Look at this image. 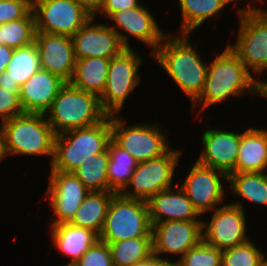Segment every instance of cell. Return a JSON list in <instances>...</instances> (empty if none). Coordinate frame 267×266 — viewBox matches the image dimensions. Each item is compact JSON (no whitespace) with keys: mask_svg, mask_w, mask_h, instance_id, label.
<instances>
[{"mask_svg":"<svg viewBox=\"0 0 267 266\" xmlns=\"http://www.w3.org/2000/svg\"><path fill=\"white\" fill-rule=\"evenodd\" d=\"M259 95V82L254 79L239 56L226 46L208 65L206 80L200 96L191 104L193 109L201 104V111L222 103L231 96Z\"/></svg>","mask_w":267,"mask_h":266,"instance_id":"obj_1","label":"cell"},{"mask_svg":"<svg viewBox=\"0 0 267 266\" xmlns=\"http://www.w3.org/2000/svg\"><path fill=\"white\" fill-rule=\"evenodd\" d=\"M169 35L151 55L193 103L203 90L208 65L199 58L196 45L190 44V34Z\"/></svg>","mask_w":267,"mask_h":266,"instance_id":"obj_2","label":"cell"},{"mask_svg":"<svg viewBox=\"0 0 267 266\" xmlns=\"http://www.w3.org/2000/svg\"><path fill=\"white\" fill-rule=\"evenodd\" d=\"M111 140V116L93 126L73 129L55 136L51 170L73 172L97 153L104 152Z\"/></svg>","mask_w":267,"mask_h":266,"instance_id":"obj_3","label":"cell"},{"mask_svg":"<svg viewBox=\"0 0 267 266\" xmlns=\"http://www.w3.org/2000/svg\"><path fill=\"white\" fill-rule=\"evenodd\" d=\"M45 116L54 133L59 135L73 129L93 126L107 115L102 111L97 95L66 83Z\"/></svg>","mask_w":267,"mask_h":266,"instance_id":"obj_4","label":"cell"},{"mask_svg":"<svg viewBox=\"0 0 267 266\" xmlns=\"http://www.w3.org/2000/svg\"><path fill=\"white\" fill-rule=\"evenodd\" d=\"M5 135L7 155L54 154L56 134L45 114L23 113L1 123Z\"/></svg>","mask_w":267,"mask_h":266,"instance_id":"obj_5","label":"cell"},{"mask_svg":"<svg viewBox=\"0 0 267 266\" xmlns=\"http://www.w3.org/2000/svg\"><path fill=\"white\" fill-rule=\"evenodd\" d=\"M151 233L148 202L115 193L99 240L113 243L130 238L152 237Z\"/></svg>","mask_w":267,"mask_h":266,"instance_id":"obj_6","label":"cell"},{"mask_svg":"<svg viewBox=\"0 0 267 266\" xmlns=\"http://www.w3.org/2000/svg\"><path fill=\"white\" fill-rule=\"evenodd\" d=\"M240 18L237 41L228 44L239 56L246 69L254 74L267 70V11L248 3L238 10Z\"/></svg>","mask_w":267,"mask_h":266,"instance_id":"obj_7","label":"cell"},{"mask_svg":"<svg viewBox=\"0 0 267 266\" xmlns=\"http://www.w3.org/2000/svg\"><path fill=\"white\" fill-rule=\"evenodd\" d=\"M141 62L132 48H125L110 59L104 92L99 97L102 111L107 116L119 115L128 95L139 84Z\"/></svg>","mask_w":267,"mask_h":266,"instance_id":"obj_8","label":"cell"},{"mask_svg":"<svg viewBox=\"0 0 267 266\" xmlns=\"http://www.w3.org/2000/svg\"><path fill=\"white\" fill-rule=\"evenodd\" d=\"M125 123L119 116H111V139L138 163L158 158L171 148L158 124Z\"/></svg>","mask_w":267,"mask_h":266,"instance_id":"obj_9","label":"cell"},{"mask_svg":"<svg viewBox=\"0 0 267 266\" xmlns=\"http://www.w3.org/2000/svg\"><path fill=\"white\" fill-rule=\"evenodd\" d=\"M181 152L178 149H169L158 158L138 163L129 184L121 194L148 202L159 191L171 188ZM128 186L134 188L132 193Z\"/></svg>","mask_w":267,"mask_h":266,"instance_id":"obj_10","label":"cell"},{"mask_svg":"<svg viewBox=\"0 0 267 266\" xmlns=\"http://www.w3.org/2000/svg\"><path fill=\"white\" fill-rule=\"evenodd\" d=\"M36 31L72 37L92 16L74 0H32Z\"/></svg>","mask_w":267,"mask_h":266,"instance_id":"obj_11","label":"cell"},{"mask_svg":"<svg viewBox=\"0 0 267 266\" xmlns=\"http://www.w3.org/2000/svg\"><path fill=\"white\" fill-rule=\"evenodd\" d=\"M211 218L209 224L205 221L202 224L203 240L206 243L225 250L249 241L246 236V218L242 203L233 202L214 208Z\"/></svg>","mask_w":267,"mask_h":266,"instance_id":"obj_12","label":"cell"},{"mask_svg":"<svg viewBox=\"0 0 267 266\" xmlns=\"http://www.w3.org/2000/svg\"><path fill=\"white\" fill-rule=\"evenodd\" d=\"M203 221H166L152 224V253L162 261L161 254H179L181 257L202 239Z\"/></svg>","mask_w":267,"mask_h":266,"instance_id":"obj_13","label":"cell"},{"mask_svg":"<svg viewBox=\"0 0 267 266\" xmlns=\"http://www.w3.org/2000/svg\"><path fill=\"white\" fill-rule=\"evenodd\" d=\"M221 178L227 180L228 175L197 161L191 168L181 188L199 215L214 210L215 205L223 202L225 192Z\"/></svg>","mask_w":267,"mask_h":266,"instance_id":"obj_14","label":"cell"},{"mask_svg":"<svg viewBox=\"0 0 267 266\" xmlns=\"http://www.w3.org/2000/svg\"><path fill=\"white\" fill-rule=\"evenodd\" d=\"M50 173L45 197H50L56 215L50 225L69 223L90 191L72 172L51 170Z\"/></svg>","mask_w":267,"mask_h":266,"instance_id":"obj_15","label":"cell"},{"mask_svg":"<svg viewBox=\"0 0 267 266\" xmlns=\"http://www.w3.org/2000/svg\"><path fill=\"white\" fill-rule=\"evenodd\" d=\"M143 5L135 8L122 9L114 12L109 18L115 22L116 26H110L116 31L122 45L125 48H131L128 43V34L137 38V40L153 48L152 54L157 47L163 42L167 33L161 31L155 18ZM124 30L126 35L118 29ZM119 31V32H118ZM165 34V35H164Z\"/></svg>","mask_w":267,"mask_h":266,"instance_id":"obj_16","label":"cell"},{"mask_svg":"<svg viewBox=\"0 0 267 266\" xmlns=\"http://www.w3.org/2000/svg\"><path fill=\"white\" fill-rule=\"evenodd\" d=\"M90 18L71 38L76 59L106 58L119 55L125 47L114 29L105 24H91Z\"/></svg>","mask_w":267,"mask_h":266,"instance_id":"obj_17","label":"cell"},{"mask_svg":"<svg viewBox=\"0 0 267 266\" xmlns=\"http://www.w3.org/2000/svg\"><path fill=\"white\" fill-rule=\"evenodd\" d=\"M34 43L39 52L41 69L69 83L76 64L72 38L67 35L36 32Z\"/></svg>","mask_w":267,"mask_h":266,"instance_id":"obj_18","label":"cell"},{"mask_svg":"<svg viewBox=\"0 0 267 266\" xmlns=\"http://www.w3.org/2000/svg\"><path fill=\"white\" fill-rule=\"evenodd\" d=\"M201 140L204 149L197 160L199 164L221 170L227 175L235 173L240 133L208 129L203 132Z\"/></svg>","mask_w":267,"mask_h":266,"instance_id":"obj_19","label":"cell"},{"mask_svg":"<svg viewBox=\"0 0 267 266\" xmlns=\"http://www.w3.org/2000/svg\"><path fill=\"white\" fill-rule=\"evenodd\" d=\"M66 82L51 72L40 69L20 87V102L24 113L45 114Z\"/></svg>","mask_w":267,"mask_h":266,"instance_id":"obj_20","label":"cell"},{"mask_svg":"<svg viewBox=\"0 0 267 266\" xmlns=\"http://www.w3.org/2000/svg\"><path fill=\"white\" fill-rule=\"evenodd\" d=\"M151 224L166 221H203L198 220L199 213L180 187L164 189L155 194L149 201Z\"/></svg>","mask_w":267,"mask_h":266,"instance_id":"obj_21","label":"cell"},{"mask_svg":"<svg viewBox=\"0 0 267 266\" xmlns=\"http://www.w3.org/2000/svg\"><path fill=\"white\" fill-rule=\"evenodd\" d=\"M267 130L250 128L240 133L235 172H266Z\"/></svg>","mask_w":267,"mask_h":266,"instance_id":"obj_22","label":"cell"},{"mask_svg":"<svg viewBox=\"0 0 267 266\" xmlns=\"http://www.w3.org/2000/svg\"><path fill=\"white\" fill-rule=\"evenodd\" d=\"M51 237L53 246L64 256L71 258V261L66 264L71 266L99 239L92 230L70 223L51 226Z\"/></svg>","mask_w":267,"mask_h":266,"instance_id":"obj_23","label":"cell"},{"mask_svg":"<svg viewBox=\"0 0 267 266\" xmlns=\"http://www.w3.org/2000/svg\"><path fill=\"white\" fill-rule=\"evenodd\" d=\"M115 192H89L77 209L70 224L101 234L108 208Z\"/></svg>","mask_w":267,"mask_h":266,"instance_id":"obj_24","label":"cell"},{"mask_svg":"<svg viewBox=\"0 0 267 266\" xmlns=\"http://www.w3.org/2000/svg\"><path fill=\"white\" fill-rule=\"evenodd\" d=\"M109 62L110 59L100 57L76 59L74 74L69 83L100 97L104 92Z\"/></svg>","mask_w":267,"mask_h":266,"instance_id":"obj_25","label":"cell"},{"mask_svg":"<svg viewBox=\"0 0 267 266\" xmlns=\"http://www.w3.org/2000/svg\"><path fill=\"white\" fill-rule=\"evenodd\" d=\"M107 176L109 192L121 193L129 184L138 162L112 139L108 144Z\"/></svg>","mask_w":267,"mask_h":266,"instance_id":"obj_26","label":"cell"},{"mask_svg":"<svg viewBox=\"0 0 267 266\" xmlns=\"http://www.w3.org/2000/svg\"><path fill=\"white\" fill-rule=\"evenodd\" d=\"M233 1L237 0H179L182 14L180 33L191 34L206 19L219 14L226 5Z\"/></svg>","mask_w":267,"mask_h":266,"instance_id":"obj_27","label":"cell"},{"mask_svg":"<svg viewBox=\"0 0 267 266\" xmlns=\"http://www.w3.org/2000/svg\"><path fill=\"white\" fill-rule=\"evenodd\" d=\"M231 193L255 204L267 206V174L235 172L228 174Z\"/></svg>","mask_w":267,"mask_h":266,"instance_id":"obj_28","label":"cell"},{"mask_svg":"<svg viewBox=\"0 0 267 266\" xmlns=\"http://www.w3.org/2000/svg\"><path fill=\"white\" fill-rule=\"evenodd\" d=\"M113 266H134L153 256L152 237H137L108 243Z\"/></svg>","mask_w":267,"mask_h":266,"instance_id":"obj_29","label":"cell"},{"mask_svg":"<svg viewBox=\"0 0 267 266\" xmlns=\"http://www.w3.org/2000/svg\"><path fill=\"white\" fill-rule=\"evenodd\" d=\"M109 161L108 149L97 153L86 163H82L72 173L84 184L90 192L109 191L107 166Z\"/></svg>","mask_w":267,"mask_h":266,"instance_id":"obj_30","label":"cell"},{"mask_svg":"<svg viewBox=\"0 0 267 266\" xmlns=\"http://www.w3.org/2000/svg\"><path fill=\"white\" fill-rule=\"evenodd\" d=\"M41 69L39 52L36 44L16 48L6 67L8 77L22 86L35 72Z\"/></svg>","mask_w":267,"mask_h":266,"instance_id":"obj_31","label":"cell"},{"mask_svg":"<svg viewBox=\"0 0 267 266\" xmlns=\"http://www.w3.org/2000/svg\"><path fill=\"white\" fill-rule=\"evenodd\" d=\"M36 32L35 17L31 11L25 18L1 25L2 45L14 49L31 45L35 42Z\"/></svg>","mask_w":267,"mask_h":266,"instance_id":"obj_32","label":"cell"},{"mask_svg":"<svg viewBox=\"0 0 267 266\" xmlns=\"http://www.w3.org/2000/svg\"><path fill=\"white\" fill-rule=\"evenodd\" d=\"M264 252L259 250L251 240L222 250L221 266H260Z\"/></svg>","mask_w":267,"mask_h":266,"instance_id":"obj_33","label":"cell"},{"mask_svg":"<svg viewBox=\"0 0 267 266\" xmlns=\"http://www.w3.org/2000/svg\"><path fill=\"white\" fill-rule=\"evenodd\" d=\"M222 250L206 243L203 239L190 248L180 259V266H221Z\"/></svg>","mask_w":267,"mask_h":266,"instance_id":"obj_34","label":"cell"},{"mask_svg":"<svg viewBox=\"0 0 267 266\" xmlns=\"http://www.w3.org/2000/svg\"><path fill=\"white\" fill-rule=\"evenodd\" d=\"M72 266H113L108 243L98 239Z\"/></svg>","mask_w":267,"mask_h":266,"instance_id":"obj_35","label":"cell"},{"mask_svg":"<svg viewBox=\"0 0 267 266\" xmlns=\"http://www.w3.org/2000/svg\"><path fill=\"white\" fill-rule=\"evenodd\" d=\"M32 11V0H0V25L25 18Z\"/></svg>","mask_w":267,"mask_h":266,"instance_id":"obj_36","label":"cell"},{"mask_svg":"<svg viewBox=\"0 0 267 266\" xmlns=\"http://www.w3.org/2000/svg\"><path fill=\"white\" fill-rule=\"evenodd\" d=\"M20 92H10L0 88V117L3 122L24 113L20 102Z\"/></svg>","mask_w":267,"mask_h":266,"instance_id":"obj_37","label":"cell"},{"mask_svg":"<svg viewBox=\"0 0 267 266\" xmlns=\"http://www.w3.org/2000/svg\"><path fill=\"white\" fill-rule=\"evenodd\" d=\"M139 5L140 3L138 0H105L99 13H104L109 19V17L118 10L135 8Z\"/></svg>","mask_w":267,"mask_h":266,"instance_id":"obj_38","label":"cell"},{"mask_svg":"<svg viewBox=\"0 0 267 266\" xmlns=\"http://www.w3.org/2000/svg\"><path fill=\"white\" fill-rule=\"evenodd\" d=\"M79 6L87 11L93 18L103 7L105 0H74ZM96 14V15H95Z\"/></svg>","mask_w":267,"mask_h":266,"instance_id":"obj_39","label":"cell"},{"mask_svg":"<svg viewBox=\"0 0 267 266\" xmlns=\"http://www.w3.org/2000/svg\"><path fill=\"white\" fill-rule=\"evenodd\" d=\"M14 48L0 45V74L6 71L9 61L11 60Z\"/></svg>","mask_w":267,"mask_h":266,"instance_id":"obj_40","label":"cell"},{"mask_svg":"<svg viewBox=\"0 0 267 266\" xmlns=\"http://www.w3.org/2000/svg\"><path fill=\"white\" fill-rule=\"evenodd\" d=\"M20 85L17 82H13L9 77L7 72H2L0 74V88L8 90L10 92H20Z\"/></svg>","mask_w":267,"mask_h":266,"instance_id":"obj_41","label":"cell"},{"mask_svg":"<svg viewBox=\"0 0 267 266\" xmlns=\"http://www.w3.org/2000/svg\"><path fill=\"white\" fill-rule=\"evenodd\" d=\"M7 155L5 148V135L2 126L0 127V160Z\"/></svg>","mask_w":267,"mask_h":266,"instance_id":"obj_42","label":"cell"},{"mask_svg":"<svg viewBox=\"0 0 267 266\" xmlns=\"http://www.w3.org/2000/svg\"><path fill=\"white\" fill-rule=\"evenodd\" d=\"M134 266H160V259L155 256H152L148 260L138 263Z\"/></svg>","mask_w":267,"mask_h":266,"instance_id":"obj_43","label":"cell"},{"mask_svg":"<svg viewBox=\"0 0 267 266\" xmlns=\"http://www.w3.org/2000/svg\"><path fill=\"white\" fill-rule=\"evenodd\" d=\"M259 96L267 98V81H259Z\"/></svg>","mask_w":267,"mask_h":266,"instance_id":"obj_44","label":"cell"},{"mask_svg":"<svg viewBox=\"0 0 267 266\" xmlns=\"http://www.w3.org/2000/svg\"><path fill=\"white\" fill-rule=\"evenodd\" d=\"M160 266H180V264L176 261V262H172V261H162L160 260Z\"/></svg>","mask_w":267,"mask_h":266,"instance_id":"obj_45","label":"cell"},{"mask_svg":"<svg viewBox=\"0 0 267 266\" xmlns=\"http://www.w3.org/2000/svg\"><path fill=\"white\" fill-rule=\"evenodd\" d=\"M266 256H264L261 260L260 266H267V259H265Z\"/></svg>","mask_w":267,"mask_h":266,"instance_id":"obj_46","label":"cell"},{"mask_svg":"<svg viewBox=\"0 0 267 266\" xmlns=\"http://www.w3.org/2000/svg\"><path fill=\"white\" fill-rule=\"evenodd\" d=\"M0 45H2V41H1V25H0Z\"/></svg>","mask_w":267,"mask_h":266,"instance_id":"obj_47","label":"cell"}]
</instances>
